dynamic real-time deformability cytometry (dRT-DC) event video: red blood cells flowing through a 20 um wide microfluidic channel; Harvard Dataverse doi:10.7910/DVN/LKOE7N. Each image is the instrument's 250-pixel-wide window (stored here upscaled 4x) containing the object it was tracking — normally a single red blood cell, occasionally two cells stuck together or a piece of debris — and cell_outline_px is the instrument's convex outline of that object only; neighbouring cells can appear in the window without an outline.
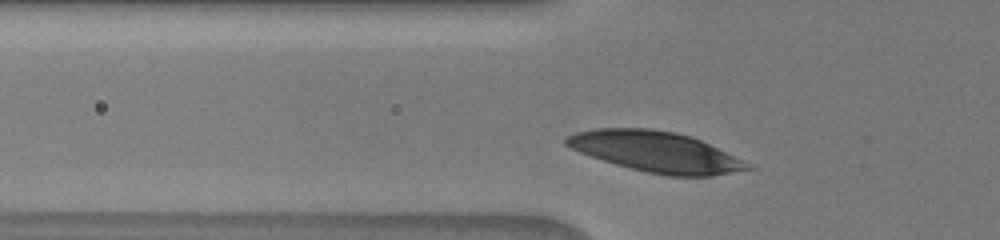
{"species": "human", "species_latin": "Homo sapiens", "temperature_condition": "warm", "stored_images_in_passage": 8, "camera_frame_rate_fps": 3000, "um_per_image_px": 0.085, "donor": {"sex": "male"}, "frame": {"image": 1, "passage_image": 3, "time_ms": 0.667, "image_size_px": [1000, 240], "cell_outline_px": [[756, 168], [712, 176], [668, 176], [648, 172], [616, 164], [580, 152], [564, 144], [564, 136], [576, 132], [596, 128], [652, 128], [676, 132], [700, 140], [752, 164]], "centroid_in_image_um": [55.76, 12.89], "position_along_channel_um": 70.0, "area_um2": 42.6}}
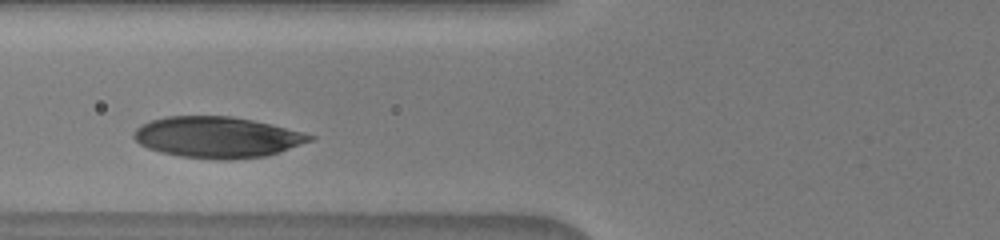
{"frame": {"image": 2, "passage_image": 6, "time_ms": 1.667, "image_size_px": [1000, 240], "cell_outline_px": [[316, 140], [268, 156], [232, 160], [216, 160], [180, 156], [160, 152], [148, 148], [140, 144], [132, 136], [132, 132], [140, 124], [164, 116], [232, 116], [272, 124], [304, 132], [316, 136]], "centroid_in_image_um": [18.5, 11.67], "position_along_channel_um": 107.3, "area_um2": 42.71}}